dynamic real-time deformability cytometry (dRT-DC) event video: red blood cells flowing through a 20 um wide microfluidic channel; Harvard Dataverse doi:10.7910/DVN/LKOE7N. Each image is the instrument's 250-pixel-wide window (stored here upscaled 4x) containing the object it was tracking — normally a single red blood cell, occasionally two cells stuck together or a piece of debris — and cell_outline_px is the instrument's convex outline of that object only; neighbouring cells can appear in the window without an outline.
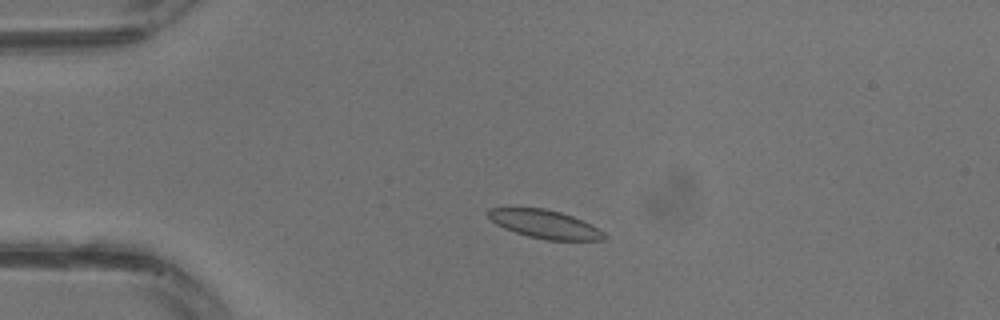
{"species": "common noctule bat (a hibernating species)", "species_latin": "Nyctalus noctula", "temperature_condition": "warm", "stored_images_in_passage": 30, "camera_frame_rate_fps": 3000, "um_per_image_px": 0.085, "animal": {"sex": "male", "body_mass_g": 13.3}, "frame": {"image": 1, "passage_image": 6, "time_ms": 1.667, "image_size_px": [1000, 320], "cell_outline_px": [[608, 236], [604, 240], [548, 240], [528, 236], [504, 228], [496, 224], [488, 216], [488, 208], [544, 208], [560, 212], [572, 216], [592, 224], [604, 232]], "centroid_in_image_um": [46.35, 19.06], "position_along_channel_um": 38.6, "area_um2": 19.07}}
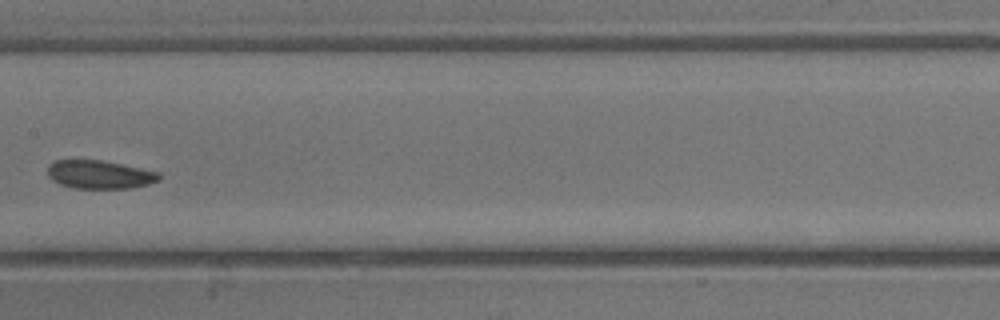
{"frame": {"image": 2, "passage_image": 15, "time_ms": 4.667, "image_size_px": [1000, 320], "cell_outline_px": [[160, 176], [156, 180], [148, 184], [132, 188], [72, 188], [60, 184], [52, 180], [48, 176], [48, 164], [56, 160], [100, 160], [160, 172]], "centroid_in_image_um": [8.42, 14.83], "position_along_channel_um": 199.0, "area_um2": 18.26}}
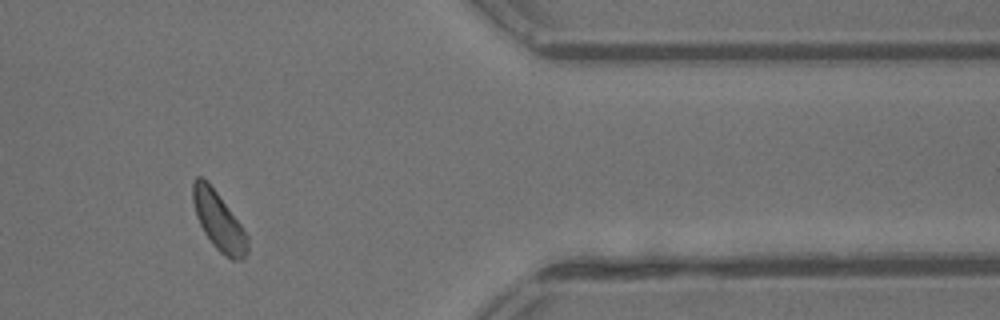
{"frame": {"image": 3, "passage_image": 25, "time_ms": 8.0, "image_size_px": [1000, 320], "cell_outline_px": [[248, 252], [244, 260], [232, 260], [220, 252], [212, 244], [204, 232], [196, 216], [192, 200], [192, 180], [196, 176], [200, 176], [216, 192], [240, 224], [248, 236]], "centroid_in_image_um": [18.58, 18.83], "position_along_channel_um": 392.8, "area_um2": 18.32}}